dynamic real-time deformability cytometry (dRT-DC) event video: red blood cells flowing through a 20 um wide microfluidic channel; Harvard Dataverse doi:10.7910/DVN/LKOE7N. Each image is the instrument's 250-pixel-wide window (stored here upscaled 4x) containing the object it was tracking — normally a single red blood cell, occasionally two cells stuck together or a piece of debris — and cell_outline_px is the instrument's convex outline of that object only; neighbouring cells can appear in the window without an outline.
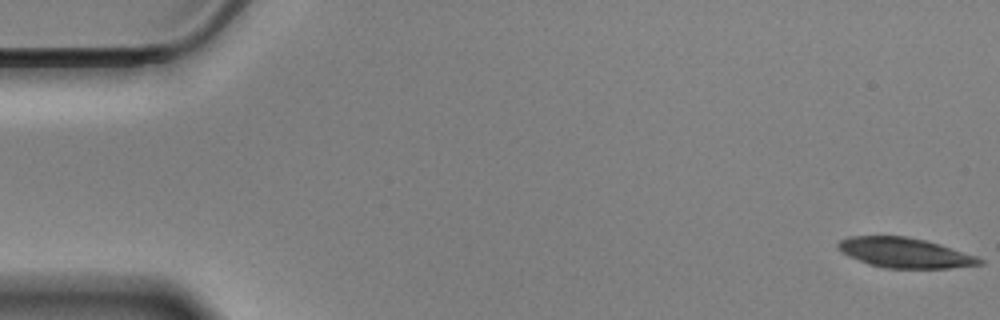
{"species": "Egyptian fruit bat (a non-hibernating species)", "species_latin": "Rousettus aegyptiacus", "temperature_condition": "cold", "stored_images_in_passage": 59, "camera_frame_rate_fps": 3000, "um_per_image_px": 0.085, "animal": {"sex": "male"}, "frame": {"image": 1, "passage_image": 1, "time_ms": 0.0, "image_size_px": [1000, 320], "cell_outline_px": [[984, 264], [948, 268], [888, 268], [872, 264], [848, 256], [836, 248], [836, 244], [840, 240], [848, 236], [908, 236], [940, 244], [976, 256], [984, 260]], "centroid_in_image_um": [76.91, 21.47], "position_along_channel_um": 8.1, "area_um2": 24.57}}
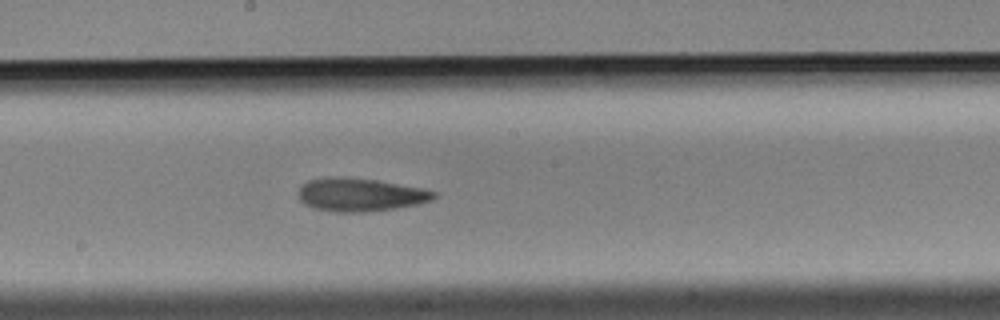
{"frame": {"image": 2, "passage_image": 31, "time_ms": 10.0, "image_size_px": [1000, 320], "cell_outline_px": [[436, 196], [432, 200], [416, 204], [396, 208], [368, 212], [332, 212], [316, 208], [304, 204], [300, 200], [300, 188], [308, 180], [336, 176], [376, 180], [420, 188], [436, 192]], "centroid_in_image_um": [30.61, 16.56], "position_along_channel_um": 217.6, "area_um2": 25.89}}
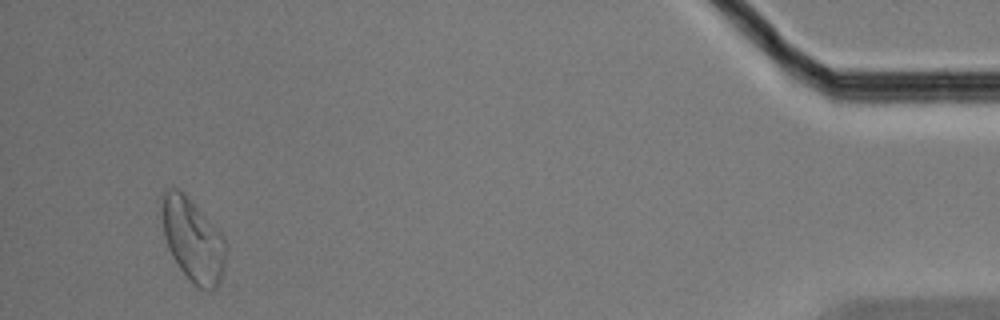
{"frame": {"image": 3, "passage_image": 55, "time_ms": 18.0, "image_size_px": [1000, 320], "cell_outline_px": [[228, 248], [224, 268], [220, 280], [212, 288], [200, 288], [180, 268], [172, 256], [168, 248], [164, 236], [160, 200], [160, 196], [168, 188], [176, 188], [184, 192], [224, 236], [228, 244]], "centroid_in_image_um": [16.39, 20.32], "position_along_channel_um": 418.8, "area_um2": 30.92}}